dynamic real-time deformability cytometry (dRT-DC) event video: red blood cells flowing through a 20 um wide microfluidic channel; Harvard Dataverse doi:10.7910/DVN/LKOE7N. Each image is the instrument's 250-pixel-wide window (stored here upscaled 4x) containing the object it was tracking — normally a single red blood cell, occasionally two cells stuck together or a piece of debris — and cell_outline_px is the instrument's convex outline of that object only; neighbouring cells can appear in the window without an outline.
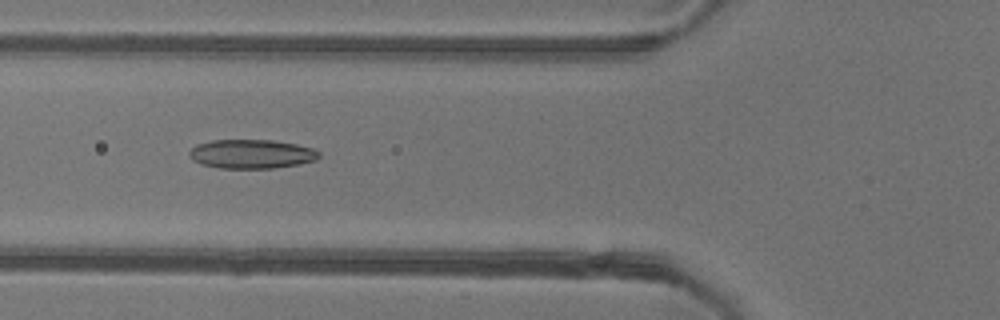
{"species": "common noctule bat (a hibernating species)", "species_latin": "Nyctalus noctula", "temperature_condition": "warm", "stored_images_in_passage": 52, "camera_frame_rate_fps": 3000, "um_per_image_px": 0.085, "animal": {"sex": "female"}, "frame": {"image": 1, "passage_image": 19, "time_ms": 6.0, "image_size_px": [1000, 320], "cell_outline_px": [[320, 156], [316, 160], [300, 164], [272, 168], [220, 168], [200, 164], [192, 160], [188, 156], [188, 152], [196, 144], [212, 140], [272, 140], [296, 144], [312, 148], [320, 152]], "centroid_in_image_um": [21.36, 13.09], "position_along_channel_um": 104.4, "area_um2": 22.08}}
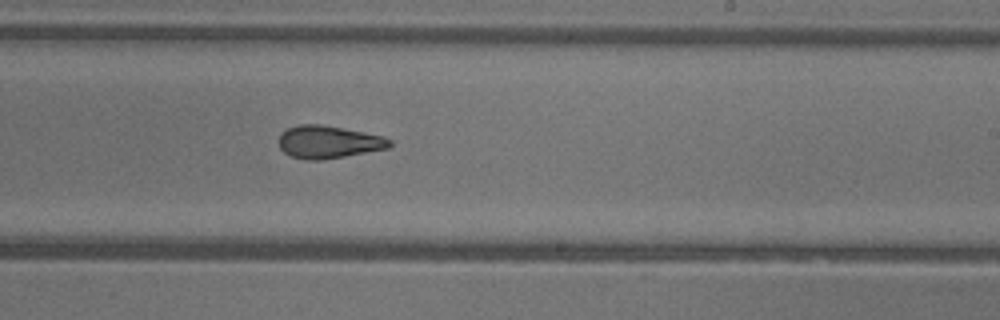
{"frame": {"image": 2, "passage_image": 31, "time_ms": 10.0, "image_size_px": [1000, 320], "cell_outline_px": [[392, 144], [388, 148], [344, 156], [320, 160], [308, 160], [292, 156], [284, 152], [280, 148], [276, 140], [288, 128], [300, 124], [320, 124], [364, 132], [380, 136], [392, 140]], "centroid_in_image_um": [27.89, 12.07], "position_along_channel_um": 261.1, "area_um2": 20.87}}
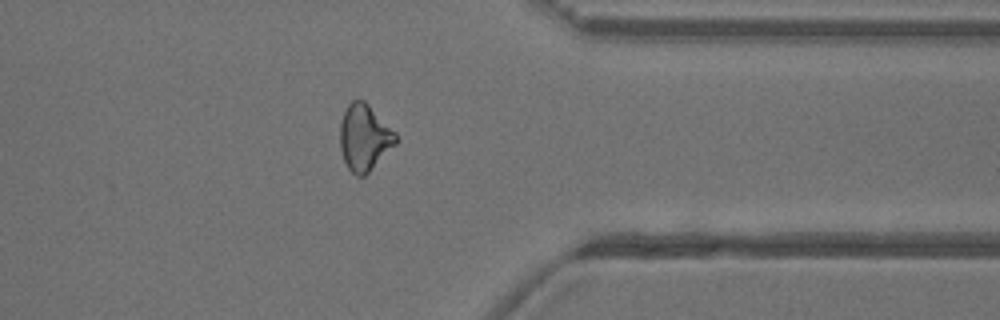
{"frame": {"image": 3, "passage_image": 41, "time_ms": 13.333, "image_size_px": [1000, 320], "cell_outline_px": [[396, 144], [364, 176], [356, 176], [348, 168], [344, 160], [340, 148], [340, 124], [344, 112], [348, 104], [352, 100], [364, 100], [396, 132]], "centroid_in_image_um": [30.96, 11.68], "position_along_channel_um": 380.4, "area_um2": 21.33}, "authors_computed_cell_mechanics": {"area_um2": 21.6172, "velocity_mm_per_s": 3.9093, "shape_relaxation_time_tau1_ms": null, "shape_relaxation_time_tau2_ms": 3.4075, "deformation_change_tau1": null, "deformation_change_tau2": 0.1164}}